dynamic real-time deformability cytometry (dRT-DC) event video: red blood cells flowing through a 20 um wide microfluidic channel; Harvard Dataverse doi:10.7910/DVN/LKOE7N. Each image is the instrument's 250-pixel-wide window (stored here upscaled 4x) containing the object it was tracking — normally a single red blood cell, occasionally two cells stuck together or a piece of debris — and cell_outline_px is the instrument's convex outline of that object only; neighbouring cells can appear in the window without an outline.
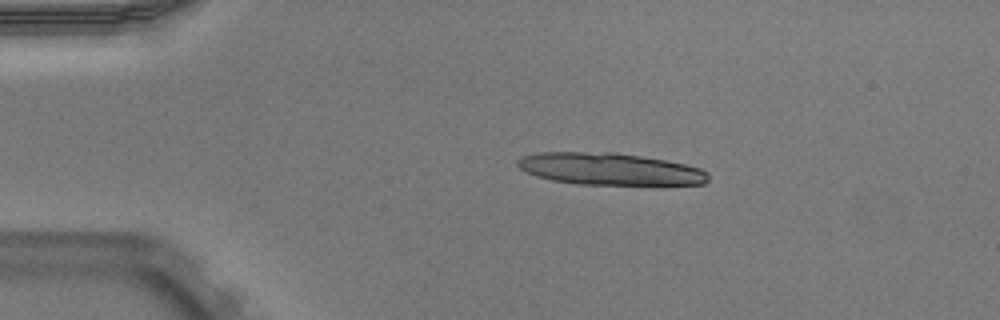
{"species": "Egyptian fruit bat (a non-hibernating species)", "species_latin": "Rousettus aegyptiacus", "temperature_condition": "warm", "stored_images_in_passage": 42, "camera_frame_rate_fps": 3000, "um_per_image_px": 0.085, "animal": {"sex": "male"}, "frame": {"image": 1, "passage_image": 1, "time_ms": 0.0, "image_size_px": [1000, 320], "cell_outline_px": [[708, 180], [704, 184], [664, 188], [580, 184], [552, 180], [536, 176], [520, 168], [516, 164], [516, 160], [520, 156], [540, 152], [616, 152], [664, 160], [684, 164], [700, 168], [708, 172]], "centroid_in_image_um": [51.95, 14.42], "position_along_channel_um": 33.0, "area_um2": 37.17}}
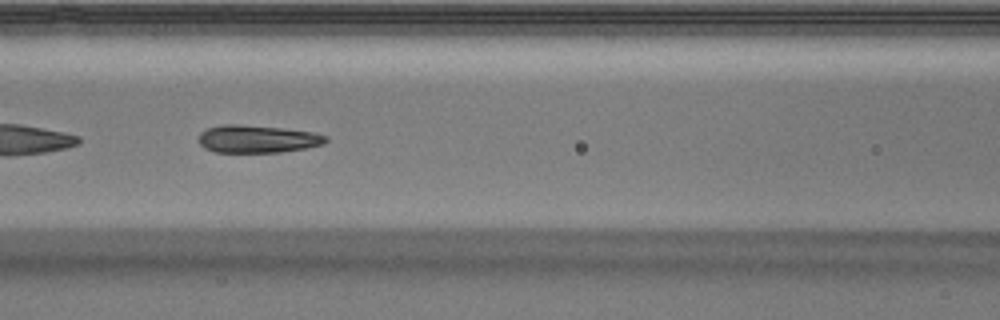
{"frame": {"image": 2, "passage_image": 14, "time_ms": 4.333, "image_size_px": [1000, 320], "cell_outline_px": [[328, 140], [324, 144], [304, 148], [280, 152], [216, 152], [204, 148], [200, 144], [200, 132], [208, 128], [224, 124], [236, 124], [284, 128], [316, 132], [328, 136]], "centroid_in_image_um": [21.92, 11.8], "position_along_channel_um": 144.7, "area_um2": 20.52}}
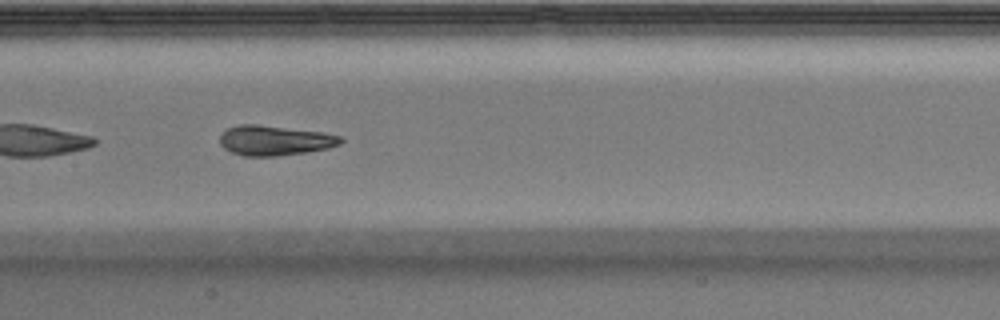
{"frame": {"image": 3, "passage_image": 17, "time_ms": 5.333, "image_size_px": [1000, 320], "cell_outline_px": [[344, 140], [340, 144], [328, 148], [308, 152], [276, 156], [244, 156], [232, 152], [224, 148], [220, 144], [220, 136], [228, 128], [240, 124], [256, 124], [324, 132], [340, 136]], "centroid_in_image_um": [23.37, 11.94], "position_along_channel_um": 184.0, "area_um2": 21.1}, "authors_computed_cell_mechanics": {"area_um2": 21.9929, "velocity_mm_per_s": 3.9238, "shape_relaxation_time_tau1_ms": 3.419, "shape_relaxation_time_tau2_ms": 1.339, "deformation_change_tau1": 0.1869, "deformation_change_tau2": 0.0896}}